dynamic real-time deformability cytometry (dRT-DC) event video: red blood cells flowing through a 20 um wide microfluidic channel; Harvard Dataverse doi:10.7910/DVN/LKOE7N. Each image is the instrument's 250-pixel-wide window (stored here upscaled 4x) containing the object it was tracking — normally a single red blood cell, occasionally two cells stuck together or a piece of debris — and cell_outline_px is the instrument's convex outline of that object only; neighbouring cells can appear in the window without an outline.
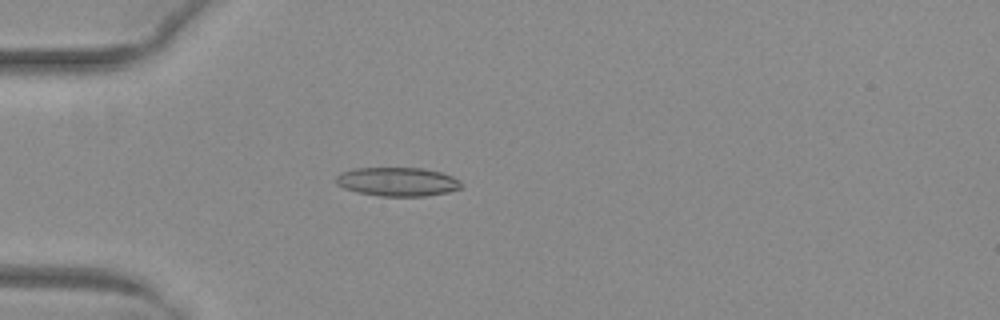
{"species": "common noctule bat (a hibernating species)", "species_latin": "Nyctalus noctula", "temperature_condition": "warm", "stored_images_in_passage": 41, "camera_frame_rate_fps": 3000, "um_per_image_px": 0.085, "animal": {"sex": "female", "body_mass_g": 29.2, "forearm_length_mm": 56.3}, "frame": {"image": 1, "passage_image": 5, "time_ms": 1.333, "image_size_px": [1000, 320], "cell_outline_px": [[460, 188], [448, 192], [424, 196], [380, 196], [356, 192], [344, 188], [336, 184], [336, 176], [340, 172], [356, 168], [424, 168], [440, 172], [452, 176], [460, 180]], "centroid_in_image_um": [33.76, 15.44], "position_along_channel_um": 51.2, "area_um2": 21.04}}
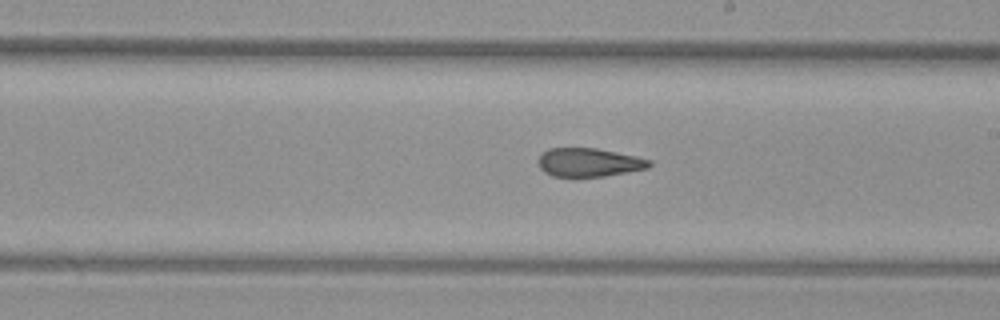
{"frame": {"image": 2, "passage_image": 20, "time_ms": 6.333, "image_size_px": [1000, 320], "cell_outline_px": [[652, 164], [648, 168], [604, 176], [572, 180], [552, 176], [544, 172], [540, 168], [536, 160], [548, 148], [596, 148], [636, 156], [652, 160]], "centroid_in_image_um": [50.01, 13.85], "position_along_channel_um": 239.0, "area_um2": 19.19}}
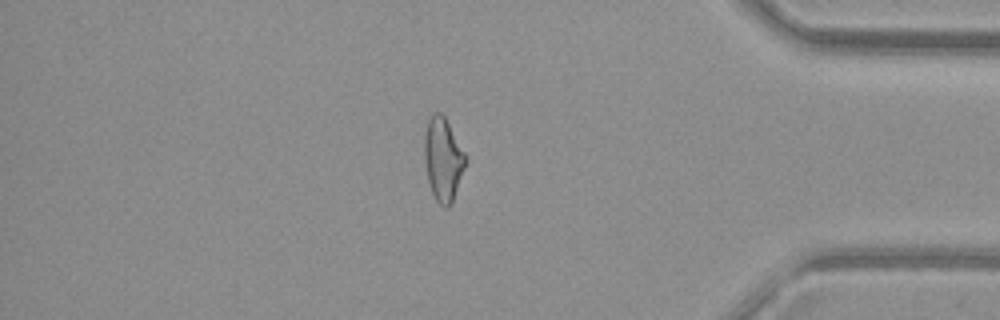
{"frame": {"image": 3, "passage_image": 34, "time_ms": 11.0, "image_size_px": [1000, 320], "cell_outline_px": [[468, 160], [452, 204], [448, 208], [444, 208], [436, 200], [432, 192], [428, 180], [424, 160], [424, 136], [428, 120], [432, 112], [440, 112], [444, 116], [468, 156]], "centroid_in_image_um": [37.68, 13.54], "position_along_channel_um": 397.5, "area_um2": 20.35}, "authors_computed_cell_mechanics": {"area_um2": 19.9988, "velocity_mm_per_s": 4.0401, "shape_relaxation_time_tau1_ms": null, "shape_relaxation_time_tau2_ms": 2.1577, "deformation_change_tau1": null, "deformation_change_tau2": 0.108}}